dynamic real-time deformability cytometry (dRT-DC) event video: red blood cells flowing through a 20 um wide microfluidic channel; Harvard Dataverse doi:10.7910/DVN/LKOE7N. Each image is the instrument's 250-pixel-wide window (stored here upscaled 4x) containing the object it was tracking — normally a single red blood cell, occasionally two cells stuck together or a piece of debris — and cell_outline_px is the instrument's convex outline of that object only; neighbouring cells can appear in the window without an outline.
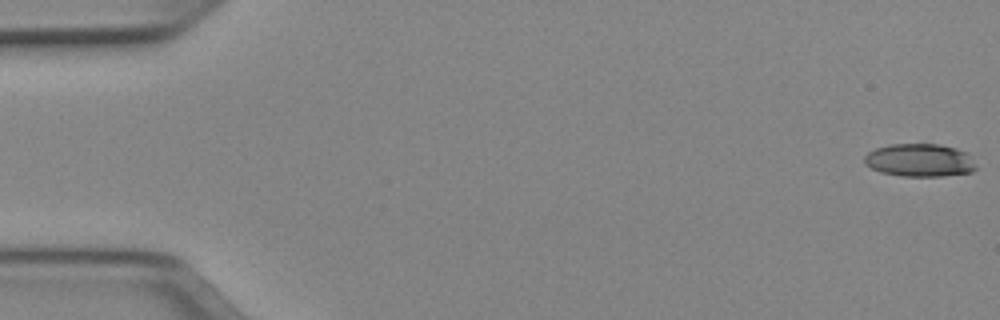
{"species": "Egyptian fruit bat (a non-hibernating species)", "species_latin": "Rousettus aegyptiacus", "temperature_condition": "cold", "stored_images_in_passage": 40, "camera_frame_rate_fps": 3000, "um_per_image_px": 0.085, "animal": {"sex": "female"}, "frame": {"image": 1, "passage_image": 1, "time_ms": 0.0, "image_size_px": [1000, 320], "cell_outline_px": [[976, 168], [972, 172], [944, 176], [900, 176], [880, 172], [864, 164], [864, 156], [868, 152], [876, 148], [888, 144], [940, 144], [956, 148], [968, 152], [976, 164]], "centroid_in_image_um": [78.18, 13.62], "position_along_channel_um": 6.8, "area_um2": 21.73}}
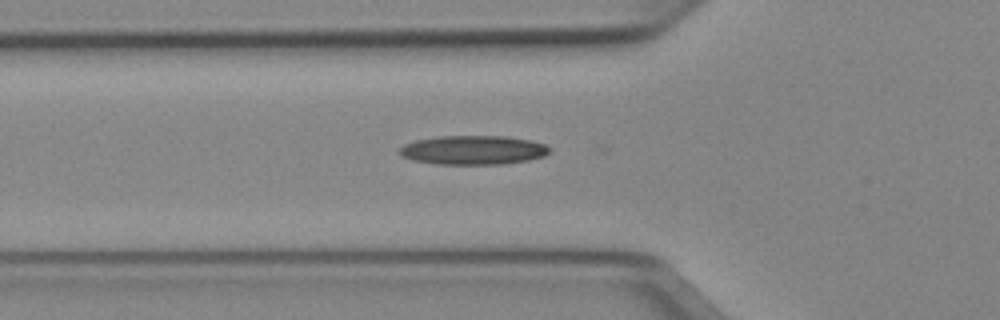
{"frame": {"image": 2, "passage_image": 18, "time_ms": 5.667, "image_size_px": [1000, 320], "cell_outline_px": [[552, 148], [544, 156], [528, 160], [504, 164], [436, 164], [412, 160], [400, 156], [396, 152], [404, 144], [416, 140], [440, 136], [504, 136], [528, 140], [544, 144]], "centroid_in_image_um": [40.17, 12.76], "position_along_channel_um": 85.6, "area_um2": 25.49}}
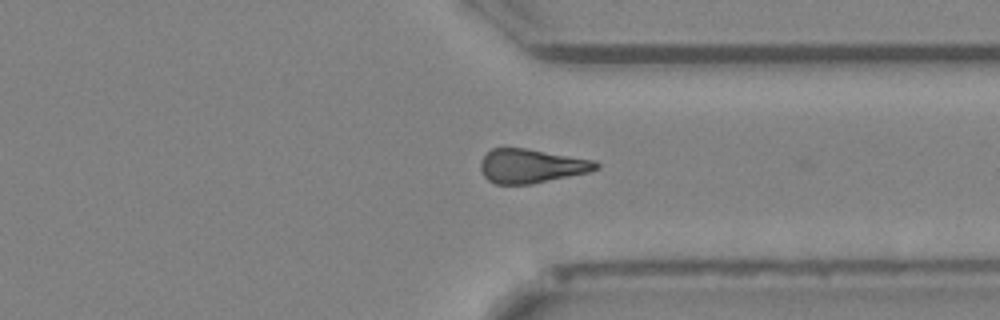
{"frame": {"image": 3, "passage_image": 39, "time_ms": 12.667, "image_size_px": [1000, 320], "cell_outline_px": [[600, 168], [588, 172], [532, 184], [496, 184], [488, 180], [484, 176], [480, 168], [480, 160], [492, 148], [528, 148], [596, 160], [600, 164]], "centroid_in_image_um": [45.18, 14.1], "position_along_channel_um": 366.2, "area_um2": 23.06}}